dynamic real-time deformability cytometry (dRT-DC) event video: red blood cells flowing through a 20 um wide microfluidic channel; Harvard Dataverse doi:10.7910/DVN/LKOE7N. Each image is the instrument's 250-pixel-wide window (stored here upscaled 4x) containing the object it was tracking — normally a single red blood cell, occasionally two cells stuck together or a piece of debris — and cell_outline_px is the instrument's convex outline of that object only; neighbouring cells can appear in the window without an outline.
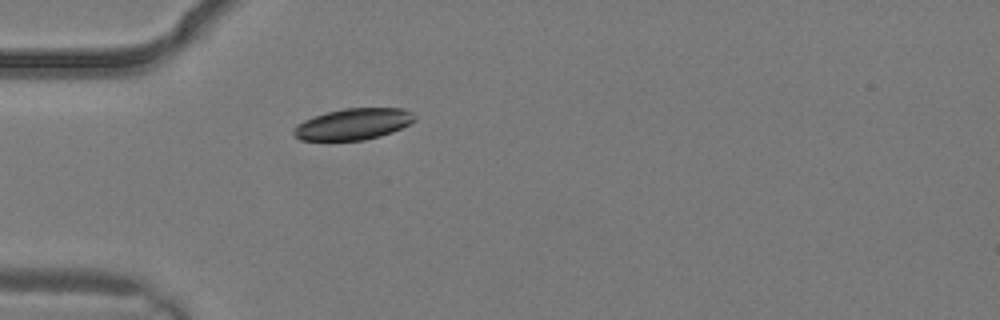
{"species": "common noctule bat (a hibernating species)", "species_latin": "Nyctalus noctula", "temperature_condition": "warm", "stored_images_in_passage": 1, "camera_frame_rate_fps": 3000, "um_per_image_px": 0.085, "animal": {"sex": "male", "body_mass_g": 19.2, "forearm_length_mm": 51.8}, "frame": {"image": 1, "passage_image": 1, "time_ms": 0.0, "image_size_px": [1000, 320], "cell_outline_px": [[416, 120], [392, 132], [380, 136], [364, 140], [300, 140], [292, 136], [292, 128], [296, 124], [304, 120], [328, 112], [344, 108], [404, 108], [412, 112], [416, 116]], "centroid_in_image_um": [30.01, 10.55], "position_along_channel_um": 55.0, "area_um2": 22.14}}